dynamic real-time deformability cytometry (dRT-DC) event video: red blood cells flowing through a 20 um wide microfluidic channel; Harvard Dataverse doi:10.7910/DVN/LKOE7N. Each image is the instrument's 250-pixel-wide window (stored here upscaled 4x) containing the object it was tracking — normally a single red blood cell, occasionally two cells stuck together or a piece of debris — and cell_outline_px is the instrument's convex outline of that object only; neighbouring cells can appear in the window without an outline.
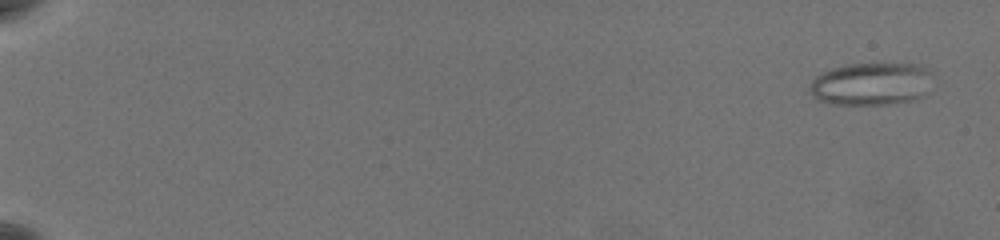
{"species": "common noctule bat (a hibernating species)", "species_latin": "Nyctalus noctula", "temperature_condition": "warm", "stored_images_in_passage": 61, "camera_frame_rate_fps": 3000, "um_per_image_px": 0.085, "animal": {"sex": "female", "body_mass_g": 19.5, "forearm_length_mm": 54.1}, "frame": {"image": 1, "passage_image": 3, "time_ms": 0.667, "image_size_px": [1000, 240], "cell_outline_px": [[932, 72], [928, 92], [924, 96], [916, 100], [888, 104], [828, 104], [816, 100], [808, 88], [812, 80], [816, 76], [832, 68], [848, 64], [924, 64]], "centroid_in_image_um": [74.09, 7.14], "position_along_channel_um": 10.9, "area_um2": 31.04}}
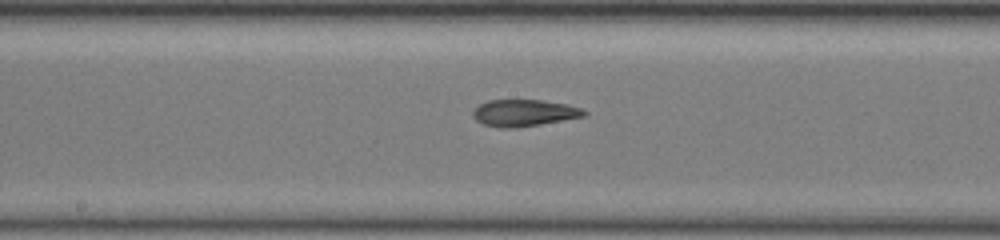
{"frame": {"image": 2, "passage_image": 36, "time_ms": 11.667, "image_size_px": [1000, 240], "cell_outline_px": [[588, 112], [584, 116], [540, 124], [516, 128], [504, 128], [484, 124], [476, 120], [472, 116], [472, 112], [480, 104], [488, 100], [540, 100], [568, 104], [580, 108]], "centroid_in_image_um": [44.53, 9.59], "position_along_channel_um": 203.7, "area_um2": 17.17}}
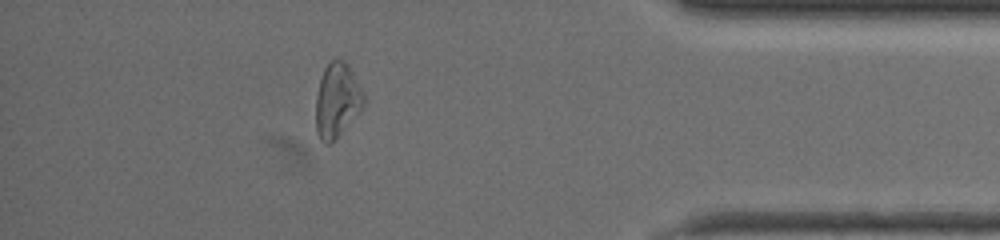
{"frame": {"image": 3, "passage_image": 55, "time_ms": 18.0, "image_size_px": [1000, 240], "cell_outline_px": [[364, 108], [328, 144], [324, 144], [320, 140], [316, 132], [316, 96], [320, 80], [324, 68], [332, 60], [344, 60], [348, 64], [364, 92]], "centroid_in_image_um": [28.65, 8.51], "position_along_channel_um": 406.5, "area_um2": 20.58}, "authors_computed_cell_mechanics": {"area_um2": 21.5016, "velocity_mm_per_s": 3.6548, "shape_relaxation_time_tau1_ms": null, "shape_relaxation_time_tau2_ms": 3.528, "deformation_change_tau1": null, "deformation_change_tau2": 0.1356}}